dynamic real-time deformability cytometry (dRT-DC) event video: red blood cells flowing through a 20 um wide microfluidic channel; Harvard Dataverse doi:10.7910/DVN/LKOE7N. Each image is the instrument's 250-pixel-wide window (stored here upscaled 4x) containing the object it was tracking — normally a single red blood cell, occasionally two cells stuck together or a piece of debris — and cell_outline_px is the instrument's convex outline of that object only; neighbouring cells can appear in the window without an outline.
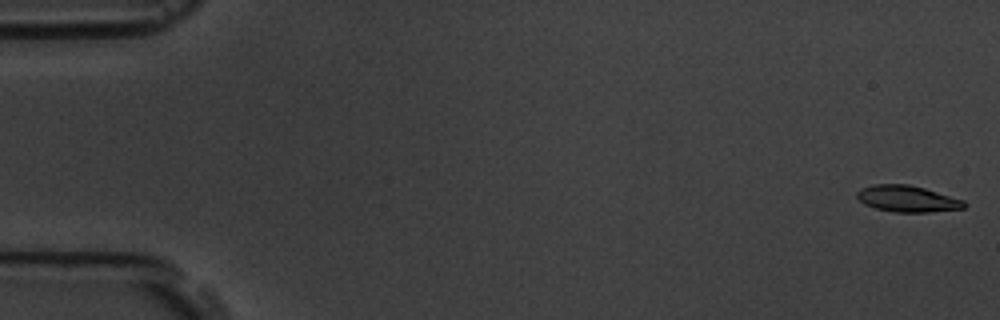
{"species": "common noctule bat (a hibernating species)", "species_latin": "Nyctalus noctula", "temperature_condition": "room temperature", "stored_images_in_passage": 6, "camera_frame_rate_fps": 3000, "um_per_image_px": 0.085, "animal": {"sex": "male", "body_mass_g": 19.5, "forearm_length_mm": 54.6}, "frame": {"image": 1, "passage_image": 1, "time_ms": 0.0, "image_size_px": [1000, 320], "cell_outline_px": [[968, 204], [964, 208], [928, 212], [892, 212], [876, 208], [864, 204], [856, 196], [856, 192], [860, 188], [872, 184], [908, 184], [924, 188], [964, 200]], "centroid_in_image_um": [77.11, 16.89], "position_along_channel_um": 7.9, "area_um2": 16.53}}
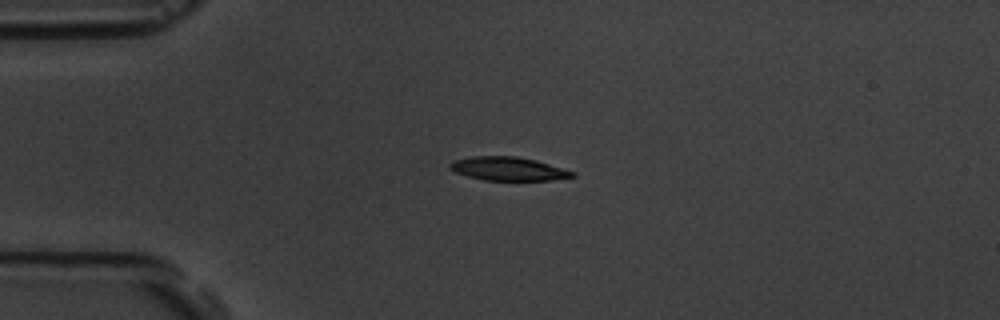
{"frame": {"image": 2, "passage_image": 4, "time_ms": 4.333, "image_size_px": [1000, 320], "cell_outline_px": [[576, 176], [552, 180], [484, 180], [468, 176], [456, 172], [448, 164], [456, 160], [472, 156], [516, 156], [536, 160], [576, 172]], "centroid_in_image_um": [43.25, 14.34], "position_along_channel_um": 41.8, "area_um2": 16.65}}
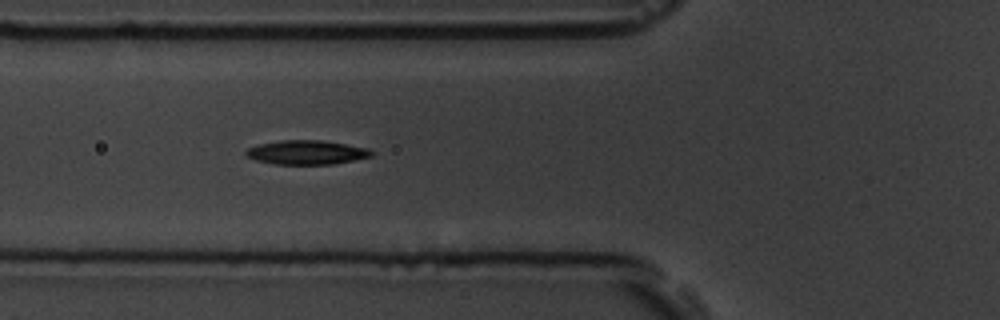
{"frame": {"image": 3, "passage_image": 6, "time_ms": 6.667, "image_size_px": [1000, 320], "cell_outline_px": [[376, 152], [372, 156], [332, 164], [272, 164], [256, 160], [248, 156], [244, 152], [248, 148], [260, 144], [280, 140], [320, 140], [368, 148]], "centroid_in_image_um": [26.07, 12.95], "position_along_channel_um": 99.7, "area_um2": 17.51}}